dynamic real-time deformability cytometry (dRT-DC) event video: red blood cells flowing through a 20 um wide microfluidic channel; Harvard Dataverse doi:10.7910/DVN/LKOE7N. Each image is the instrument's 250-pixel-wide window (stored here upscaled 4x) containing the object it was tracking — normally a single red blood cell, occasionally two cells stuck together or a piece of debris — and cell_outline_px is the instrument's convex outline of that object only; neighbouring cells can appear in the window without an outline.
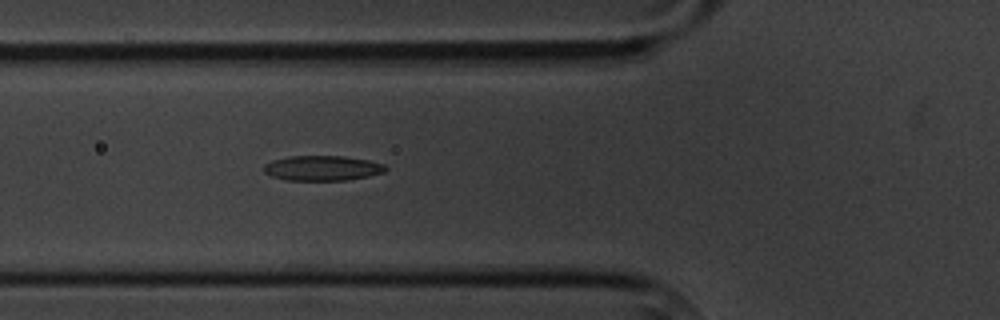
{"species": "common noctule bat (a hibernating species)", "species_latin": "Nyctalus noctula", "temperature_condition": "cold", "stored_images_in_passage": 8, "camera_frame_rate_fps": 3000, "um_per_image_px": 0.085, "animal": {"sex": "male", "body_mass_g": 20.1, "forearm_length_mm": 53.5}, "frame": {"image": 1, "passage_image": 7, "time_ms": 6.667, "image_size_px": [1000, 320], "cell_outline_px": [[388, 168], [384, 172], [368, 176], [348, 180], [288, 180], [272, 176], [264, 172], [264, 164], [272, 160], [288, 156], [344, 156], [368, 160], [384, 164]], "centroid_in_image_um": [27.4, 14.28], "position_along_channel_um": 98.4, "area_um2": 17.74}}